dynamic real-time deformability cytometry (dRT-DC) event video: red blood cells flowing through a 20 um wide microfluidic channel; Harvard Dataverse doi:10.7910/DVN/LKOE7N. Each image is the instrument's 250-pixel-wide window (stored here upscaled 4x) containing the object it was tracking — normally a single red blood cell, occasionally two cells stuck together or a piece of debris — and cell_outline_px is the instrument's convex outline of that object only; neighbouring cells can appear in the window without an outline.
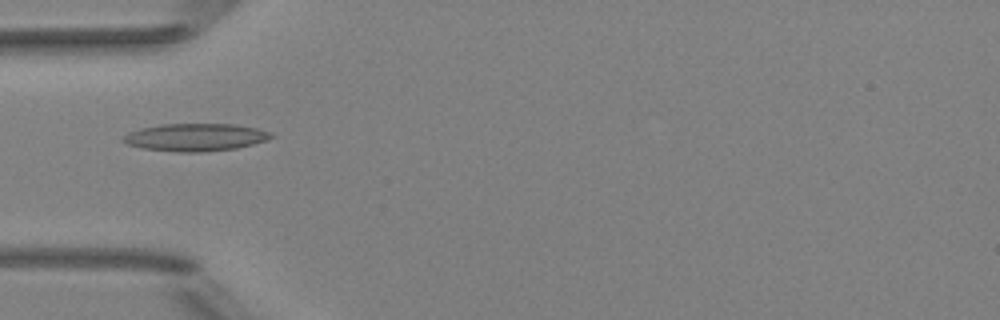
{"species": "Egyptian fruit bat (a non-hibernating species)", "species_latin": "Rousettus aegyptiacus", "temperature_condition": "room temperature", "stored_images_in_passage": 6, "camera_frame_rate_fps": 3000, "um_per_image_px": 0.085, "animal": {"sex": "female"}, "frame": {"image": 1, "passage_image": 5, "time_ms": 1.333, "image_size_px": [1000, 320], "cell_outline_px": [[276, 136], [268, 140], [236, 148], [200, 152], [176, 152], [144, 148], [128, 144], [120, 140], [128, 132], [140, 128], [160, 124], [232, 124], [256, 128], [272, 132]], "centroid_in_image_um": [16.63, 11.66], "position_along_channel_um": 68.4, "area_um2": 23.81}}
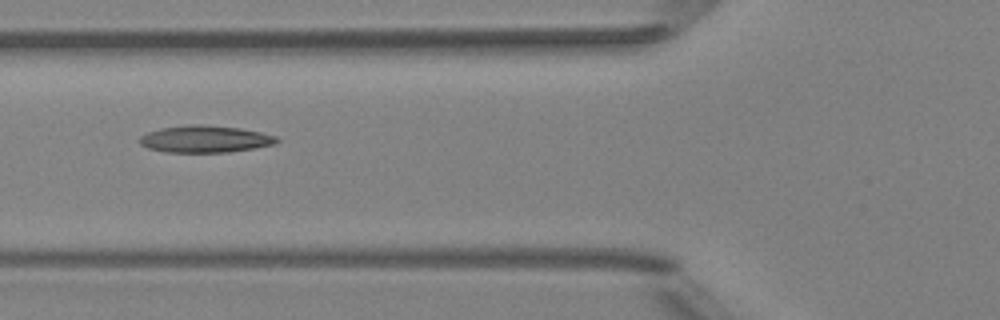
{"frame": {"image": 2, "passage_image": 6, "time_ms": 1.667, "image_size_px": [1000, 320], "cell_outline_px": [[280, 140], [276, 144], [228, 152], [164, 152], [148, 148], [140, 144], [140, 136], [148, 132], [160, 128], [184, 124], [200, 124], [240, 128], [260, 132], [276, 136]], "centroid_in_image_um": [17.41, 11.81], "position_along_channel_um": 108.4, "area_um2": 21.62}}